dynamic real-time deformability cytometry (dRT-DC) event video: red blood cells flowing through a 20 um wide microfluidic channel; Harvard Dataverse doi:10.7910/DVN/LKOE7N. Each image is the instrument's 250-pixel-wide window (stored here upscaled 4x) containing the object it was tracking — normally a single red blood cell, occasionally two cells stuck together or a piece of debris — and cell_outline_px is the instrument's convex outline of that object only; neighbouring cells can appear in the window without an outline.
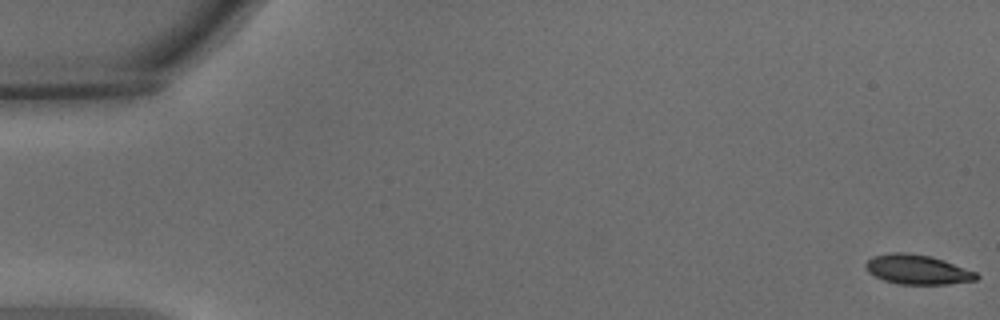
{"species": "common noctule bat (a hibernating species)", "species_latin": "Nyctalus noctula", "temperature_condition": "warm", "stored_images_in_passage": 12, "camera_frame_rate_fps": 3000, "um_per_image_px": 0.085, "animal": {"sex": "male", "body_mass_g": 15.6}, "frame": {"image": 1, "passage_image": 1, "time_ms": 0.0, "image_size_px": [1000, 320], "cell_outline_px": [[980, 276], [976, 280], [948, 284], [900, 284], [884, 280], [868, 272], [864, 268], [864, 264], [872, 256], [892, 252], [908, 252], [932, 256], [944, 260], [976, 272]], "centroid_in_image_um": [77.97, 22.9], "position_along_channel_um": 7.0, "area_um2": 19.19}}